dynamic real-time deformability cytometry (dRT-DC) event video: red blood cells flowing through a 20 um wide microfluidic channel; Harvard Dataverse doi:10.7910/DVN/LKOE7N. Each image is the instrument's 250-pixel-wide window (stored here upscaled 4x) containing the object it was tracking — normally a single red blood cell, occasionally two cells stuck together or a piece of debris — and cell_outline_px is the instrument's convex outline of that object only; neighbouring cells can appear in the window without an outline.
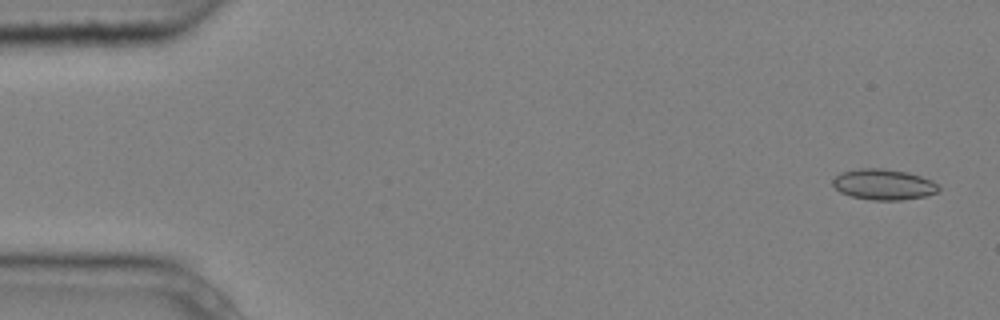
{"species": "common noctule bat (a hibernating species)", "species_latin": "Nyctalus noctula", "temperature_condition": "cold", "stored_images_in_passage": 5, "segment_of_instrument_passage": [1, 2], "camera_frame_rate_fps": 3000, "um_per_image_px": 0.085, "animal": {"sex": "male", "body_mass_g": 20.4}, "frame": {"image": 1, "passage_image": 1, "time_ms": 0.0, "image_size_px": [1000, 320], "cell_outline_px": [[940, 188], [936, 192], [924, 196], [900, 200], [872, 200], [852, 196], [840, 192], [832, 184], [832, 180], [840, 172], [860, 168], [880, 168], [908, 172], [932, 180]], "centroid_in_image_um": [75.08, 15.67], "position_along_channel_um": 9.9, "area_um2": 18.84}}
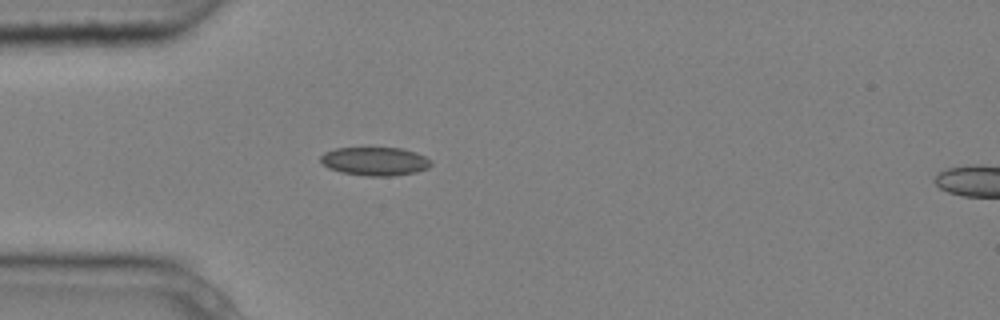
{"frame": {"image": 2, "passage_image": 4, "time_ms": 1.0, "image_size_px": [1000, 320], "cell_outline_px": [[432, 164], [428, 168], [416, 172], [392, 176], [368, 176], [340, 172], [328, 168], [320, 160], [320, 156], [324, 152], [336, 148], [404, 148], [416, 152], [432, 160]], "centroid_in_image_um": [31.89, 13.71], "position_along_channel_um": 53.1, "area_um2": 18.44}}